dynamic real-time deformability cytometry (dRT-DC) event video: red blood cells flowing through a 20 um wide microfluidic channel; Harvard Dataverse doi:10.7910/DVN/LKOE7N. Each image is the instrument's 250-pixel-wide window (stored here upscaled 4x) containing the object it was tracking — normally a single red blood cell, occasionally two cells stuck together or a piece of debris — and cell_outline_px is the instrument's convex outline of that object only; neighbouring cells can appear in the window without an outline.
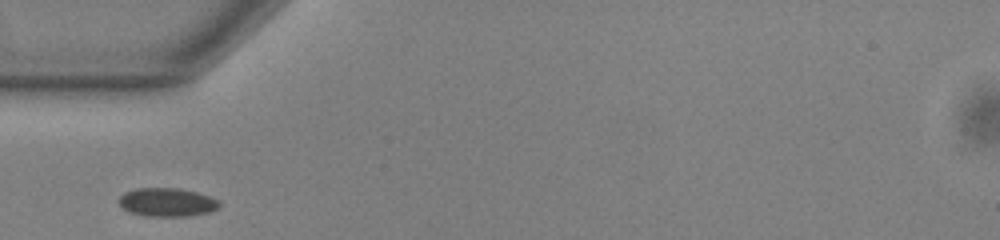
{"species": "common noctule bat (a hibernating species)", "species_latin": "Nyctalus noctula", "temperature_condition": "warm", "stored_images_in_passage": 28, "camera_frame_rate_fps": 3000, "um_per_image_px": 0.085, "animal": {"sex": "male", "body_mass_g": 13.0, "forearm_length_mm": 53.1}, "frame": {"image": 1, "passage_image": 1, "time_ms": 0.0, "image_size_px": [1000, 240], "cell_outline_px": [[220, 204], [216, 208], [208, 212], [188, 216], [144, 216], [132, 212], [124, 208], [116, 200], [124, 192], [136, 188], [180, 188], [196, 192], [220, 200]], "centroid_in_image_um": [14.18, 17.18], "position_along_channel_um": 70.8, "area_um2": 16.65}}
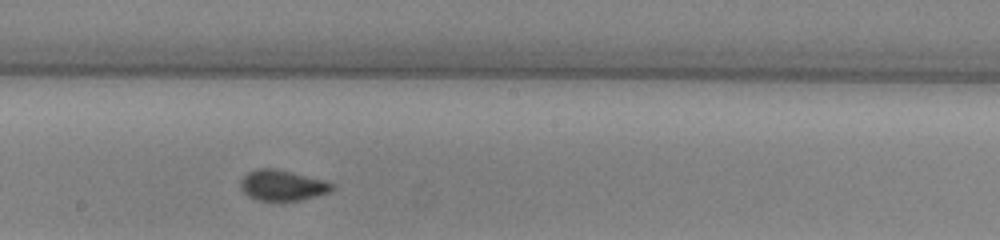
{"frame": {"image": 2, "passage_image": 13, "time_ms": 4.0, "image_size_px": [1000, 240], "cell_outline_px": [[332, 188], [328, 192], [316, 196], [300, 200], [256, 200], [248, 196], [240, 188], [240, 180], [248, 172], [256, 168], [276, 168], [324, 180], [332, 184]], "centroid_in_image_um": [23.94, 15.74], "position_along_channel_um": 224.3, "area_um2": 16.18}}
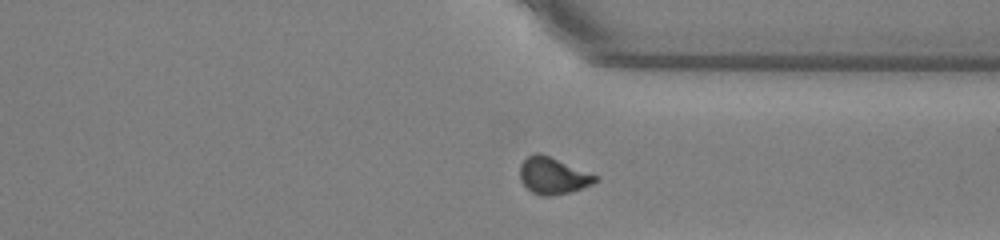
{"frame": {"image": 3, "passage_image": 24, "time_ms": 7.667, "image_size_px": [1000, 240], "cell_outline_px": [[600, 180], [592, 184], [568, 192], [552, 196], [540, 196], [532, 192], [520, 180], [520, 164], [528, 156], [536, 152], [540, 152], [600, 176]], "centroid_in_image_um": [47.02, 14.92], "position_along_channel_um": 364.4, "area_um2": 16.24}}